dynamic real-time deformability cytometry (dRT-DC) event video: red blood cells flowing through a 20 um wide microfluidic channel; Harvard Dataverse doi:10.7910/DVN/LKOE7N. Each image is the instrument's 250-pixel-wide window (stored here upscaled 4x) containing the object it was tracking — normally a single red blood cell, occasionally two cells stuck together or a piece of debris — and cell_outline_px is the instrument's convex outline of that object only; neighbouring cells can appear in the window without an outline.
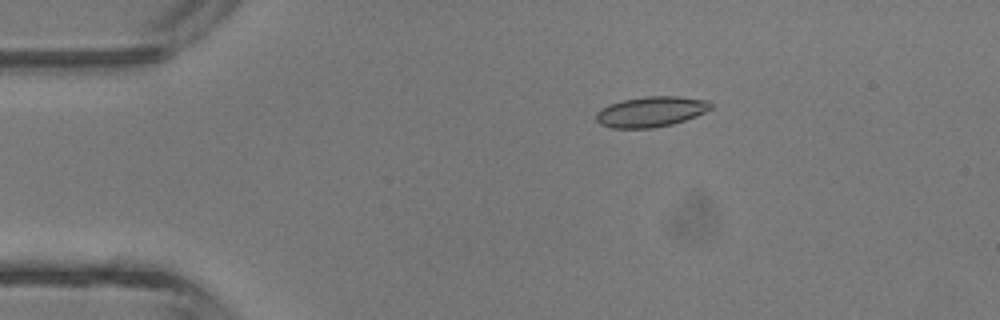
{"species": "common noctule bat (a hibernating species)", "species_latin": "Nyctalus noctula", "temperature_condition": "room temperature", "stored_images_in_passage": 36, "camera_frame_rate_fps": 3000, "um_per_image_px": 0.085, "animal": {"sex": "male", "body_mass_g": 13.3}, "frame": {"image": 1, "passage_image": 1, "time_ms": 0.0, "image_size_px": [1000, 320], "cell_outline_px": [[712, 108], [696, 116], [672, 124], [652, 128], [612, 128], [600, 124], [596, 120], [596, 112], [600, 108], [608, 104], [624, 100], [644, 96], [680, 96], [708, 100], [712, 104]], "centroid_in_image_um": [55.32, 9.49], "position_along_channel_um": 29.7, "area_um2": 20.4}}
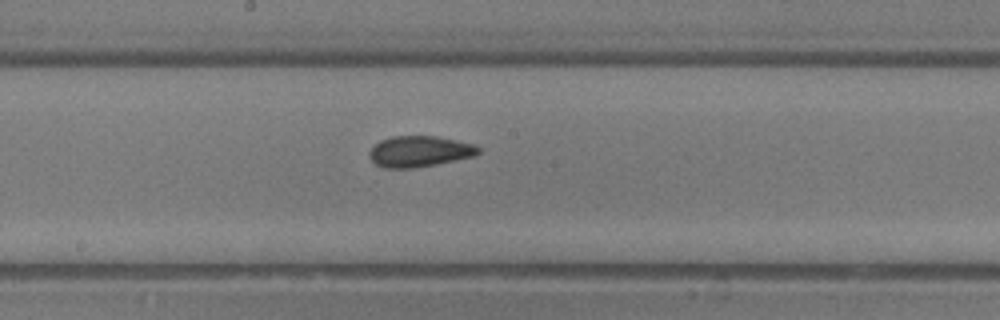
{"frame": {"image": 2, "passage_image": 16, "time_ms": 5.0, "image_size_px": [1000, 320], "cell_outline_px": [[480, 152], [472, 156], [436, 164], [412, 168], [384, 168], [376, 164], [368, 156], [368, 152], [380, 140], [392, 136], [436, 136], [456, 140], [472, 144], [480, 148]], "centroid_in_image_um": [35.62, 12.86], "position_along_channel_um": 212.6, "area_um2": 19.48}}
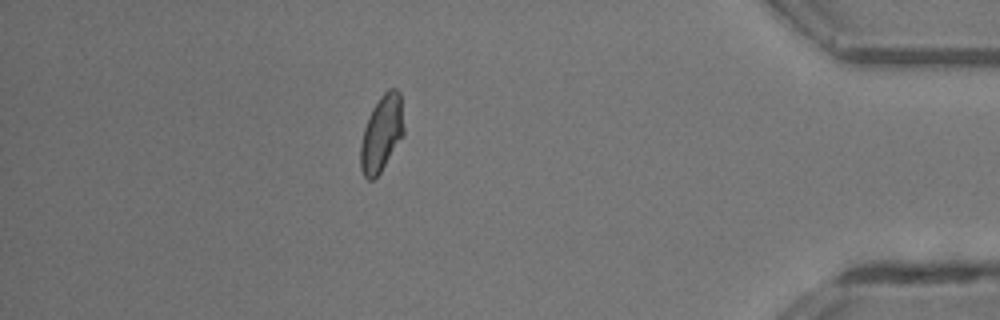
{"frame": {"image": 3, "passage_image": 31, "time_ms": 10.0, "image_size_px": [1000, 320], "cell_outline_px": [[404, 132], [380, 172], [372, 180], [368, 180], [364, 176], [360, 168], [360, 144], [364, 128], [368, 116], [372, 108], [380, 96], [388, 88], [396, 88], [400, 92], [404, 128]], "centroid_in_image_um": [32.41, 11.3], "position_along_channel_um": 402.8, "area_um2": 19.07}, "authors_computed_cell_mechanics": {"area_um2": 19.4786, "velocity_mm_per_s": 4.7357, "shape_relaxation_time_tau1_ms": 4.8558, "shape_relaxation_time_tau2_ms": 1.4166, "deformation_change_tau1": 0.1211, "deformation_change_tau2": 0.0549}}